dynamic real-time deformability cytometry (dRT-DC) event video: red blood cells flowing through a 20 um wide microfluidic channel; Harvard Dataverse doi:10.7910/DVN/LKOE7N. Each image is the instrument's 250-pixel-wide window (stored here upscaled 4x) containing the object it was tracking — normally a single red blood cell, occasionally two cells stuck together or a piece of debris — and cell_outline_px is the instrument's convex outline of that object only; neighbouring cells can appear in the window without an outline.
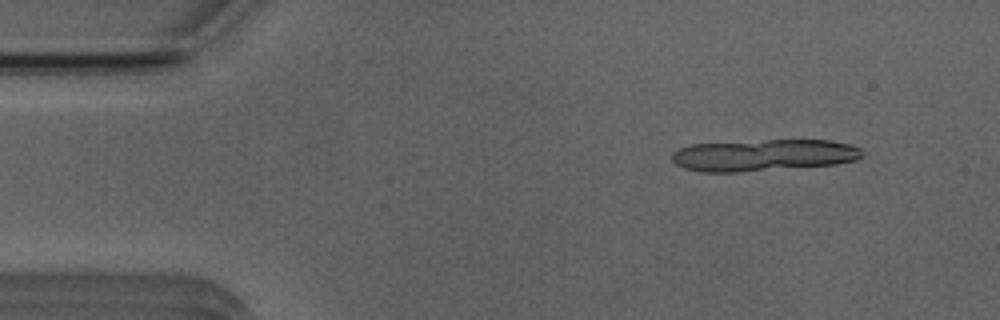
{"species": "Egyptian fruit bat (a non-hibernating species)", "species_latin": "Rousettus aegyptiacus", "temperature_condition": "room temperature", "stored_images_in_passage": 16, "camera_frame_rate_fps": 3000, "um_per_image_px": 0.085, "animal": {"sex": "male"}, "frame": {"image": 1, "passage_image": 5, "time_ms": 1.333, "image_size_px": [1000, 320], "cell_outline_px": [[864, 156], [856, 160], [836, 164], [736, 172], [700, 172], [684, 168], [676, 164], [672, 160], [672, 152], [680, 148], [692, 144], [768, 140], [828, 140], [848, 144], [860, 148]], "centroid_in_image_um": [64.89, 13.19], "position_along_channel_um": 20.1, "area_um2": 35.03}}